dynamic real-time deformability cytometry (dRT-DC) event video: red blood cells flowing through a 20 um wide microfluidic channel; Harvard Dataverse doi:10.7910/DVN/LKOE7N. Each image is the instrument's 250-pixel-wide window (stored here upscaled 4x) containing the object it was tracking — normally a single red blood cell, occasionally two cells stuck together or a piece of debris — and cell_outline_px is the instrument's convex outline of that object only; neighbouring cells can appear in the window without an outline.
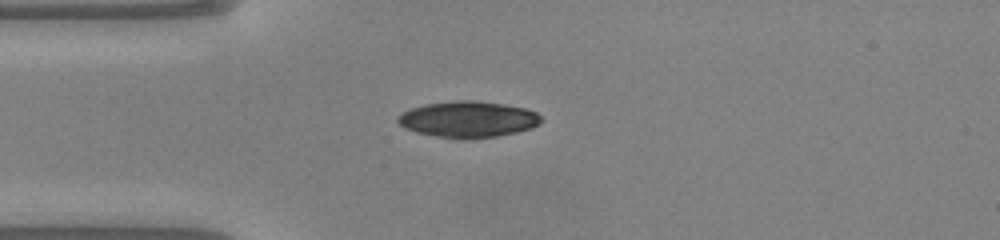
{"species": "common noctule bat (a hibernating species)", "species_latin": "Nyctalus noctula", "temperature_condition": "warm", "stored_images_in_passage": 37, "camera_frame_rate_fps": 3000, "um_per_image_px": 0.085, "animal": {"sex": "male", "body_mass_g": 20.0, "forearm_length_mm": 53.3}, "frame": {"image": 1, "passage_image": 1, "time_ms": 0.0, "image_size_px": [1000, 240], "cell_outline_px": [[544, 120], [540, 124], [532, 128], [516, 132], [496, 136], [440, 136], [416, 132], [404, 128], [396, 120], [396, 116], [412, 108], [424, 104], [456, 100], [472, 100], [504, 104], [524, 108], [536, 112]], "centroid_in_image_um": [39.8, 10.1], "position_along_channel_um": 45.2, "area_um2": 29.48}}
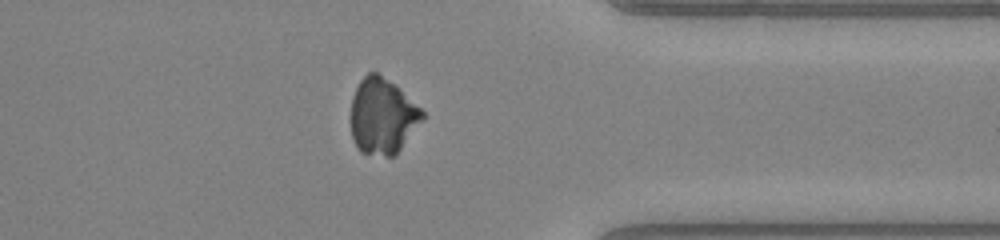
{"frame": {"image": 2, "passage_image": 27, "time_ms": 8.667, "image_size_px": [1000, 240], "cell_outline_px": [[424, 120], [396, 156], [384, 156], [360, 152], [352, 140], [352, 96], [360, 80], [368, 72], [376, 72], [400, 88], [424, 112]], "centroid_in_image_um": [32.54, 9.9], "position_along_channel_um": 378.9, "area_um2": 31.73}}
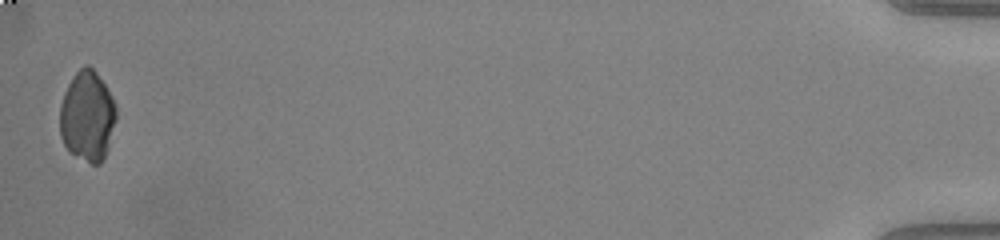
{"frame": {"image": 3, "passage_image": 37, "time_ms": 12.0, "image_size_px": [1000, 240], "cell_outline_px": [[116, 120], [108, 148], [100, 164], [92, 164], [68, 152], [60, 136], [60, 104], [64, 92], [72, 76], [84, 64], [88, 64], [96, 72], [104, 84], [116, 104]], "centroid_in_image_um": [7.41, 9.87], "position_along_channel_um": 427.8, "area_um2": 29.77}}